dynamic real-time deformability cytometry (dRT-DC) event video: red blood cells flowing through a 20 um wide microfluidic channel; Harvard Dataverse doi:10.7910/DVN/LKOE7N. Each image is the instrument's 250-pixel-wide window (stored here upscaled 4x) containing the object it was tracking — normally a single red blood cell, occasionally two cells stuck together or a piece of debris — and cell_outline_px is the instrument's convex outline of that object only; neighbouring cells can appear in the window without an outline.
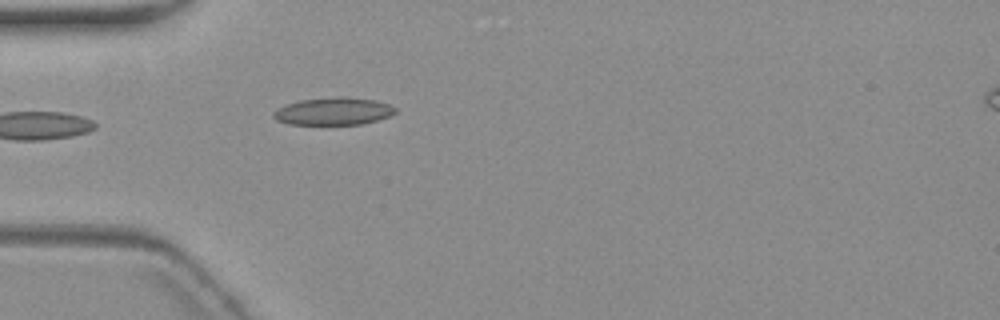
{"species": "common noctule bat (a hibernating species)", "species_latin": "Nyctalus noctula", "temperature_condition": "warm", "stored_images_in_passage": 6, "camera_frame_rate_fps": 3000, "um_per_image_px": 0.085, "animal": {"sex": "female", "body_mass_g": 19.3, "forearm_length_mm": 54.1}, "frame": {"image": 1, "passage_image": 6, "time_ms": 6.667, "image_size_px": [1000, 320], "cell_outline_px": [[396, 112], [388, 116], [376, 120], [360, 124], [288, 124], [276, 120], [272, 116], [272, 112], [276, 108], [284, 104], [300, 100], [340, 96], [348, 96], [376, 100], [388, 104], [396, 108]], "centroid_in_image_um": [28.29, 9.44], "position_along_channel_um": 56.7, "area_um2": 19.65}}